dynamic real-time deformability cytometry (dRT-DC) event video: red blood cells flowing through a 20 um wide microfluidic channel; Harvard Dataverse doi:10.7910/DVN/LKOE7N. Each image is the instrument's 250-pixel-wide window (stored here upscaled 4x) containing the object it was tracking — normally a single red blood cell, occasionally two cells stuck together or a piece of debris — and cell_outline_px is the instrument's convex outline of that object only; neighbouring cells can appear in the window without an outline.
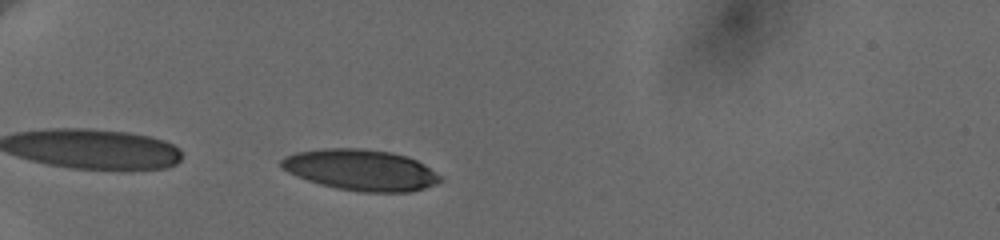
{"species": "human", "species_latin": "Homo sapiens", "temperature_condition": "cold", "stored_images_in_passage": 37, "camera_frame_rate_fps": 3000, "um_per_image_px": 0.085, "donor": {"sex": "female"}, "frame": {"image": 1, "passage_image": 4, "time_ms": 1.0, "image_size_px": [1000, 240], "cell_outline_px": [[444, 180], [436, 184], [412, 192], [364, 192], [336, 188], [320, 184], [296, 176], [288, 172], [280, 164], [280, 160], [284, 156], [296, 152], [324, 148], [360, 148], [392, 152], [408, 156], [424, 164], [440, 176]], "centroid_in_image_um": [30.68, 14.44], "position_along_channel_um": 54.3, "area_um2": 38.09}}
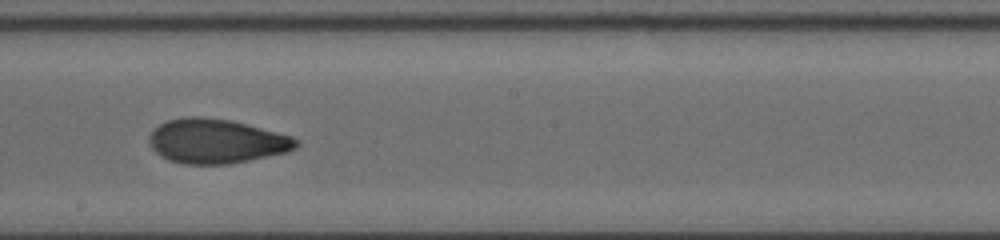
{"frame": {"image": 2, "passage_image": 20, "time_ms": 6.667, "image_size_px": [1000, 240], "cell_outline_px": [[300, 144], [296, 148], [288, 152], [228, 164], [184, 164], [168, 160], [160, 156], [152, 148], [148, 140], [148, 136], [160, 124], [168, 120], [184, 116], [200, 116], [232, 120], [248, 124], [292, 136], [300, 140]], "centroid_in_image_um": [18.4, 11.99], "position_along_channel_um": 229.8, "area_um2": 38.26}}
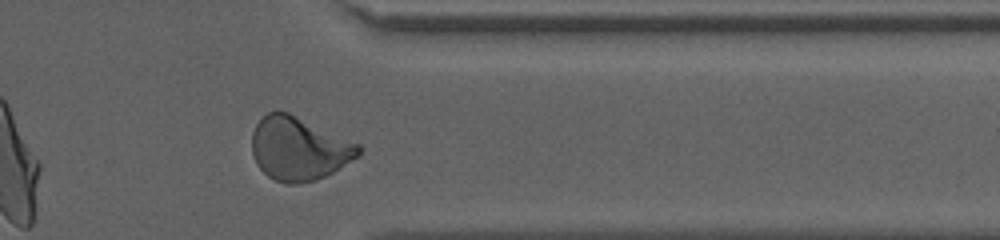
{"frame": {"image": 3, "passage_image": 33, "time_ms": 11.0, "image_size_px": [1000, 240], "cell_outline_px": [[364, 148], [360, 156], [332, 172], [324, 176], [312, 180], [296, 184], [288, 184], [276, 180], [268, 176], [256, 164], [252, 152], [252, 132], [256, 124], [268, 112], [288, 112], [360, 144]], "centroid_in_image_um": [25.42, 12.63], "position_along_channel_um": 386.0, "area_um2": 39.19}, "authors_computed_cell_mechanics": {"area_um2": 37.8012, "velocity_mm_per_s": 3.6548, "shape_relaxation_time_tau1_ms": 8.0309, "shape_relaxation_time_tau2_ms": 1.4772, "deformation_change_tau1": 0.2019, "deformation_change_tau2": 0.0714}}